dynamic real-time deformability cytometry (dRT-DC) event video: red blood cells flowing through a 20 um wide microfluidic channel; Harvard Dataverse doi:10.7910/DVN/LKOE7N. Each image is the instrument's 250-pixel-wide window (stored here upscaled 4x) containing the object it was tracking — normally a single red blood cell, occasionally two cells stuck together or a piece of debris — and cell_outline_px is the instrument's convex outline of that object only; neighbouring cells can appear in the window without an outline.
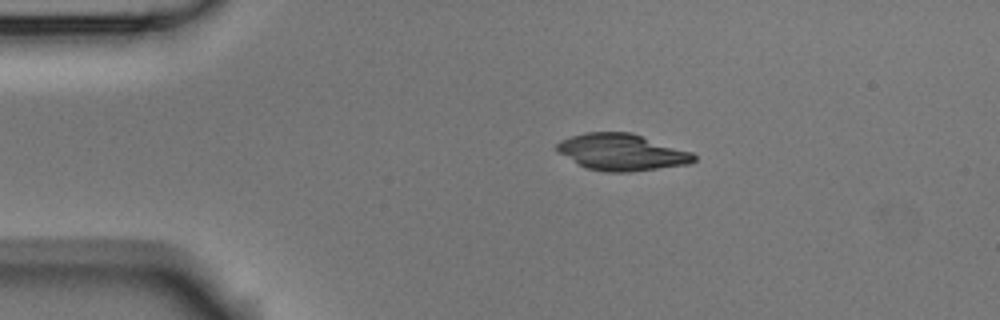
{"species": "Egyptian fruit bat (a non-hibernating species)", "species_latin": "Rousettus aegyptiacus", "temperature_condition": "room temperature", "stored_images_in_passage": 27, "camera_frame_rate_fps": 3000, "um_per_image_px": 0.085, "animal": {"sex": "male"}, "frame": {"image": 1, "passage_image": 1, "time_ms": 0.0, "image_size_px": [1000, 320], "cell_outline_px": [[696, 160], [692, 164], [628, 172], [604, 172], [588, 168], [580, 164], [560, 152], [556, 148], [556, 144], [560, 140], [584, 132], [632, 132], [692, 152], [696, 156]], "centroid_in_image_um": [52.91, 12.93], "position_along_channel_um": 32.1, "area_um2": 29.13}}
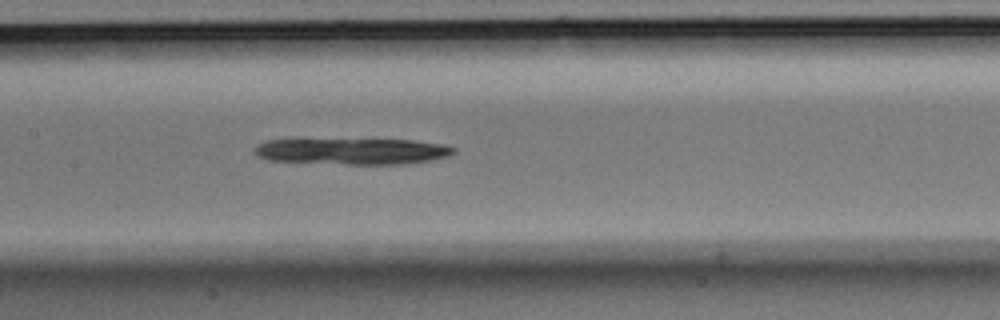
{"frame": {"image": 2, "passage_image": 16, "time_ms": 5.0, "image_size_px": [1000, 320], "cell_outline_px": [[456, 152], [432, 160], [404, 164], [348, 164], [268, 160], [256, 156], [252, 152], [252, 148], [256, 144], [264, 140], [292, 136], [296, 136], [412, 140], [444, 144], [456, 148]], "centroid_in_image_um": [29.73, 12.79], "position_along_channel_um": 177.7, "area_um2": 32.54}}
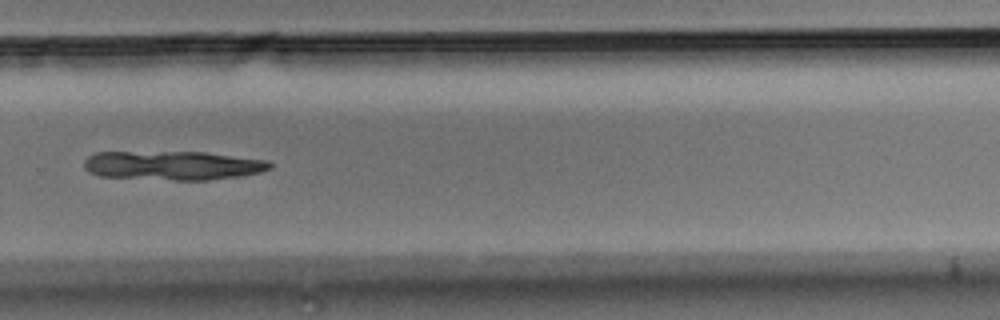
{"frame": {"image": 3, "passage_image": 27, "time_ms": 8.667, "image_size_px": [1000, 320], "cell_outline_px": [[272, 168], [260, 172], [236, 176], [208, 180], [172, 180], [100, 176], [88, 172], [84, 168], [84, 160], [88, 156], [96, 152], [204, 152], [268, 160], [272, 164]], "centroid_in_image_um": [14.67, 14.06], "position_along_channel_um": 315.1, "area_um2": 31.44}}